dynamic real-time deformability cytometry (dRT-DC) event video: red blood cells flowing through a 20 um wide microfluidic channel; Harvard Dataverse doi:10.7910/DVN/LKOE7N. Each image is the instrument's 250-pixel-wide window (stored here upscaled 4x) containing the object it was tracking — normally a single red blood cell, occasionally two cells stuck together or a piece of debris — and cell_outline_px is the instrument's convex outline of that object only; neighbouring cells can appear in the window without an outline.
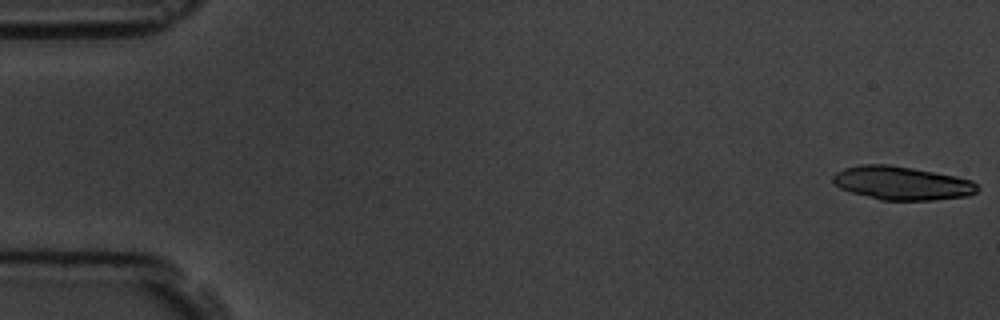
{"species": "common noctule bat (a hibernating species)", "species_latin": "Nyctalus noctula", "temperature_condition": "room temperature", "stored_images_in_passage": 6, "segment_of_instrument_passage": [1, 2], "camera_frame_rate_fps": 3000, "um_per_image_px": 0.085, "animal": {"sex": "male", "body_mass_g": 19.5, "forearm_length_mm": 54.6}, "frame": {"image": 1, "passage_image": 1, "time_ms": 0.0, "image_size_px": [1000, 320], "cell_outline_px": [[980, 188], [976, 192], [968, 196], [932, 200], [880, 200], [852, 192], [840, 188], [832, 180], [832, 176], [836, 172], [844, 168], [864, 164], [888, 164], [912, 168], [956, 176], [972, 180]], "centroid_in_image_um": [76.67, 15.56], "position_along_channel_um": 8.3, "area_um2": 28.15}}